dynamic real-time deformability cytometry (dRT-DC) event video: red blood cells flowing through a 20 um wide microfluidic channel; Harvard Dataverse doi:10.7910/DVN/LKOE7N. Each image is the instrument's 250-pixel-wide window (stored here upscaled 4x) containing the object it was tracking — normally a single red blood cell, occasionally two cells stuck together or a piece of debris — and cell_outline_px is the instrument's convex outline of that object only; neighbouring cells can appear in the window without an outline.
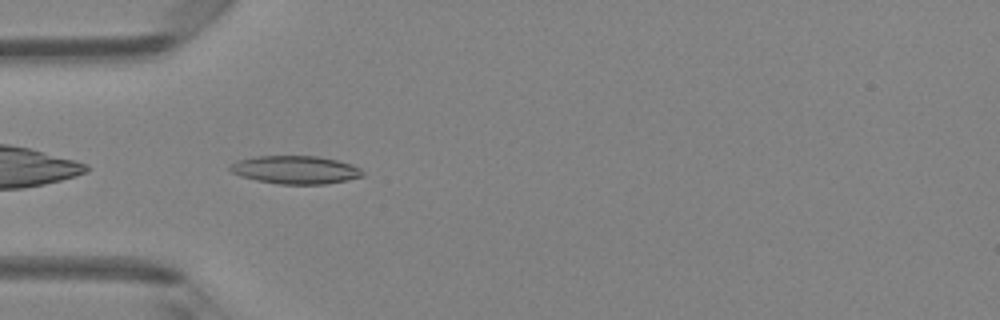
{"species": "Egyptian fruit bat (a non-hibernating species)", "species_latin": "Rousettus aegyptiacus", "temperature_condition": "room temperature", "stored_images_in_passage": 35, "camera_frame_rate_fps": 3000, "um_per_image_px": 0.085, "animal": {"sex": "female"}, "frame": {"image": 1, "passage_image": 2, "time_ms": 0.333, "image_size_px": [1000, 320], "cell_outline_px": [[364, 176], [348, 180], [324, 184], [280, 184], [256, 180], [240, 176], [232, 172], [228, 168], [232, 164], [240, 160], [256, 156], [320, 156], [352, 164], [360, 168], [364, 172]], "centroid_in_image_um": [25.15, 14.43], "position_along_channel_um": 59.9, "area_um2": 21.68}}
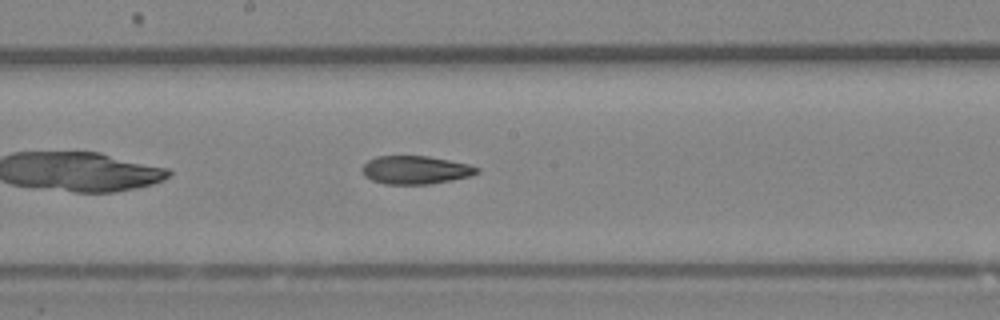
{"frame": {"image": 2, "passage_image": 13, "time_ms": 4.0, "image_size_px": [1000, 320], "cell_outline_px": [[480, 172], [472, 176], [452, 180], [428, 184], [384, 184], [372, 180], [364, 176], [360, 168], [368, 160], [376, 156], [428, 156], [468, 164], [480, 168]], "centroid_in_image_um": [35.31, 14.45], "position_along_channel_um": 212.9, "area_um2": 19.02}}
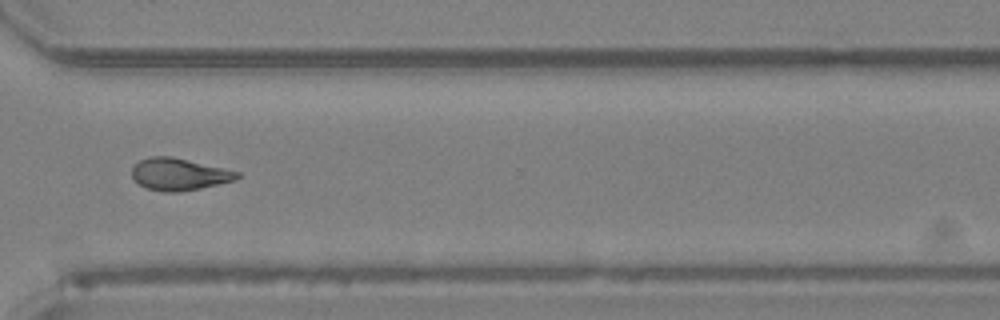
{"frame": {"image": 3, "passage_image": 23, "time_ms": 7.333, "image_size_px": [1000, 320], "cell_outline_px": [[240, 176], [236, 180], [200, 188], [180, 192], [164, 192], [148, 188], [140, 184], [132, 176], [132, 168], [140, 160], [148, 156], [172, 156], [224, 168], [240, 172]], "centroid_in_image_um": [15.24, 14.8], "position_along_channel_um": 355.4, "area_um2": 19.59}, "authors_computed_cell_mechanics": {"area_um2": 19.652, "velocity_mm_per_s": 4.2599, "shape_relaxation_time_tau1_ms": null, "shape_relaxation_time_tau2_ms": 6.2448, "deformation_change_tau1": null, "deformation_change_tau2": 0.1534}}